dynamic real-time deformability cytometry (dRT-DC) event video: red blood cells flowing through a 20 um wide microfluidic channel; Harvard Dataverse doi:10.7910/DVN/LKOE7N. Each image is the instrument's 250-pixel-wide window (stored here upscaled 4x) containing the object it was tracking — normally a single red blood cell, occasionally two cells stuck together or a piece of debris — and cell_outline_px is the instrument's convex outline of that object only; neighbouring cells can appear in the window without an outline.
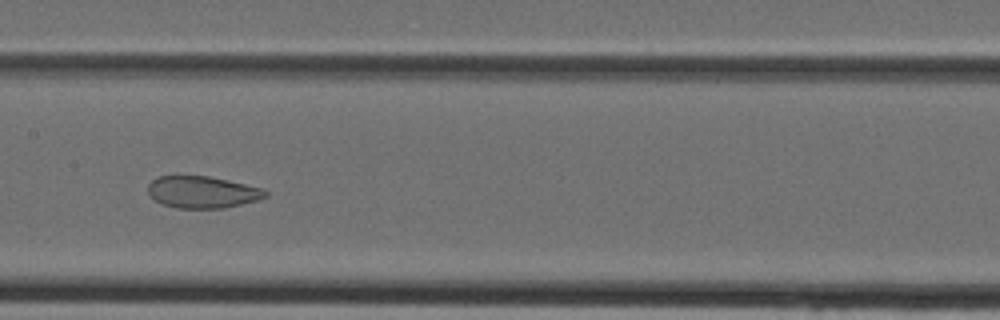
{"species": "Egyptian fruit bat (a non-hibernating species)", "species_latin": "Rousettus aegyptiacus", "temperature_condition": "cold", "stored_images_in_passage": 37, "camera_frame_rate_fps": 3000, "um_per_image_px": 0.085, "animal": {"sex": "female"}, "frame": {"image": 1, "passage_image": 18, "time_ms": 5.667, "image_size_px": [1000, 320], "cell_outline_px": [[268, 196], [256, 200], [224, 208], [176, 208], [160, 204], [148, 192], [148, 184], [152, 180], [160, 176], [208, 176], [228, 180], [264, 188], [268, 192]], "centroid_in_image_um": [17.21, 16.33], "position_along_channel_um": 190.2, "area_um2": 21.79}}
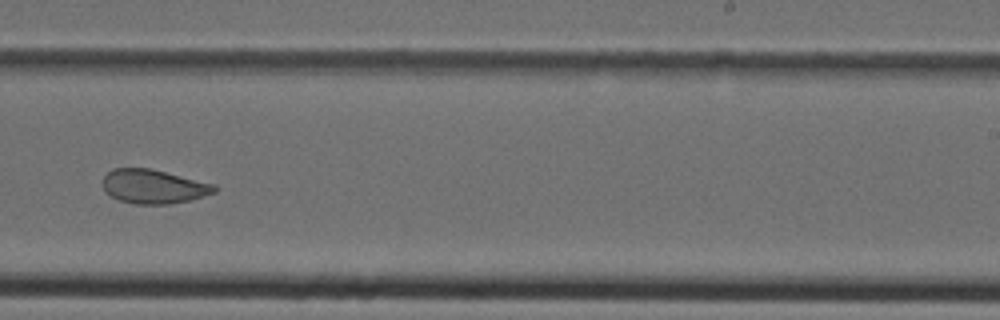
{"frame": {"image": 2, "passage_image": 23, "time_ms": 7.333, "image_size_px": [1000, 320], "cell_outline_px": [[216, 192], [188, 200], [168, 204], [132, 204], [120, 200], [112, 196], [104, 188], [104, 176], [112, 168], [152, 168], [216, 184]], "centroid_in_image_um": [13.08, 15.84], "position_along_channel_um": 275.9, "area_um2": 22.08}}
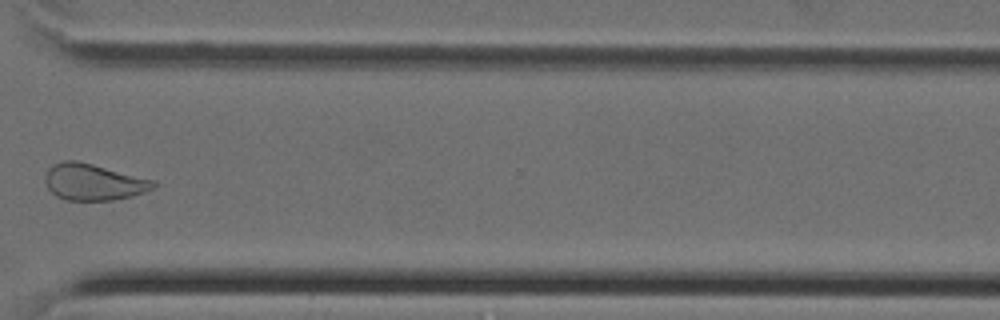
{"frame": {"image": 3, "passage_image": 28, "time_ms": 9.0, "image_size_px": [1000, 320], "cell_outline_px": [[156, 188], [132, 196], [112, 200], [64, 200], [56, 196], [48, 188], [44, 180], [48, 168], [52, 164], [64, 160], [76, 160], [156, 180]], "centroid_in_image_um": [7.95, 15.47], "position_along_channel_um": 362.7, "area_um2": 23.12}}